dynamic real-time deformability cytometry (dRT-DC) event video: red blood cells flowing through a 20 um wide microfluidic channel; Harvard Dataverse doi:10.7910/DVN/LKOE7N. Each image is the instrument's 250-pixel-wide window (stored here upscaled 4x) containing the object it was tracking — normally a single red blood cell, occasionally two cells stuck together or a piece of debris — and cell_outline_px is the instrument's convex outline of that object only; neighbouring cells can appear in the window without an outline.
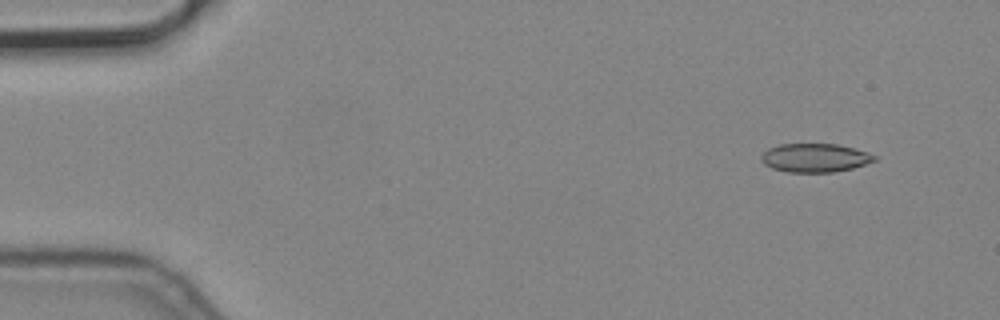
{"species": "common noctule bat (a hibernating species)", "species_latin": "Nyctalus noctula", "temperature_condition": "cold", "stored_images_in_passage": 5, "camera_frame_rate_fps": 3000, "um_per_image_px": 0.085, "animal": {"sex": "male", "body_mass_g": 19.2, "forearm_length_mm": 51.8}, "frame": {"image": 1, "passage_image": 2, "time_ms": 0.333, "image_size_px": [1000, 320], "cell_outline_px": [[876, 160], [852, 168], [832, 172], [788, 172], [772, 168], [764, 164], [760, 160], [760, 156], [768, 148], [780, 144], [836, 144], [868, 152], [876, 156]], "centroid_in_image_um": [69.23, 13.41], "position_along_channel_um": 15.8, "area_um2": 18.79}}
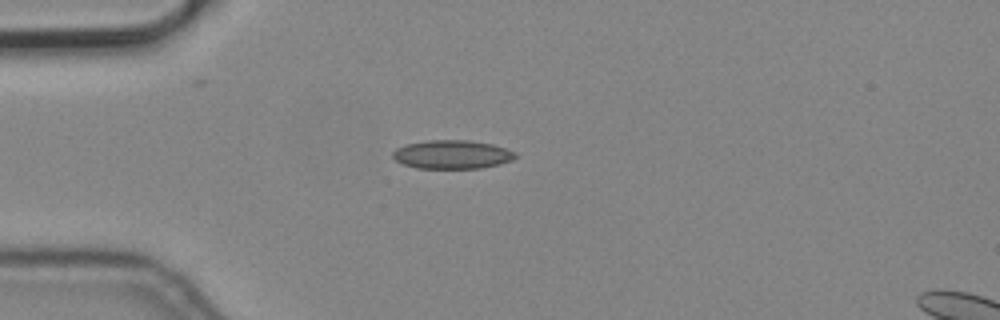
{"frame": {"image": 2, "passage_image": 5, "time_ms": 1.333, "image_size_px": [1000, 320], "cell_outline_px": [[520, 156], [512, 160], [500, 164], [480, 168], [416, 168], [404, 164], [396, 160], [392, 156], [392, 152], [396, 148], [404, 144], [428, 140], [468, 140], [492, 144], [516, 152]], "centroid_in_image_um": [38.44, 13.12], "position_along_channel_um": 46.6, "area_um2": 20.58}}